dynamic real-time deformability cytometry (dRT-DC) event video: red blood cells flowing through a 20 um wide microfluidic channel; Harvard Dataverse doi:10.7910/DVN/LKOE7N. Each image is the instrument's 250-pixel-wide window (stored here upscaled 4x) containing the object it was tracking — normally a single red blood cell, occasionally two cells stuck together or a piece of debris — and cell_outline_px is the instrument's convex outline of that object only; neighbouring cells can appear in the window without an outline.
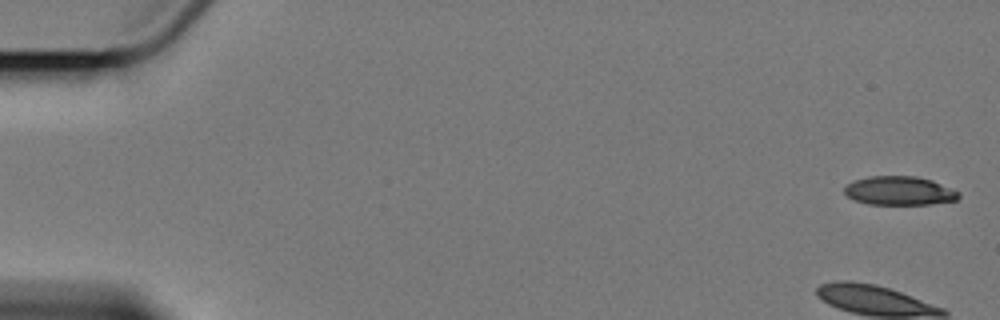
{"species": "Egyptian fruit bat (a non-hibernating species)", "species_latin": "Rousettus aegyptiacus", "temperature_condition": "cold", "stored_images_in_passage": 7, "camera_frame_rate_fps": 3000, "um_per_image_px": 0.085, "animal": {"sex": "female"}, "frame": {"image": 1, "passage_image": 1, "time_ms": 0.0, "image_size_px": [1000, 320], "cell_outline_px": [[960, 196], [956, 200], [928, 204], [868, 204], [856, 200], [848, 196], [844, 192], [844, 188], [848, 184], [856, 180], [868, 176], [916, 176], [932, 180], [960, 192]], "centroid_in_image_um": [76.46, 16.21], "position_along_channel_um": 8.5, "area_um2": 19.02}}
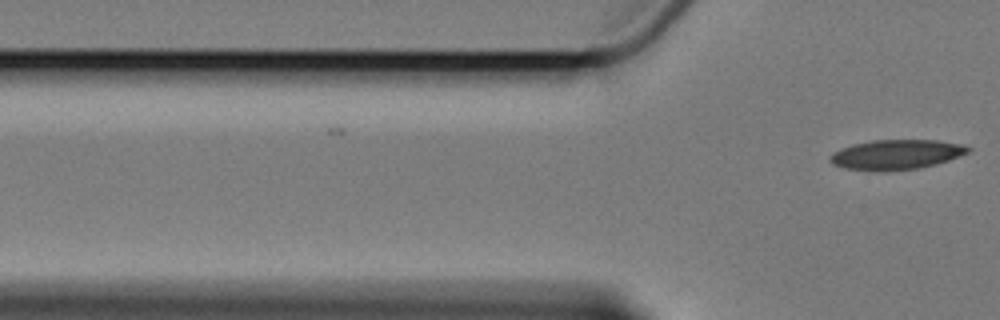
{"frame": {"image": 2, "passage_image": 7, "time_ms": 8.0, "image_size_px": [1000, 320], "cell_outline_px": [[972, 148], [968, 152], [948, 160], [936, 164], [920, 168], [888, 172], [876, 172], [844, 168], [832, 164], [828, 160], [840, 148], [852, 144], [872, 140], [936, 140], [960, 144]], "centroid_in_image_um": [76.15, 13.15], "position_along_channel_um": 49.6, "area_um2": 24.16}}